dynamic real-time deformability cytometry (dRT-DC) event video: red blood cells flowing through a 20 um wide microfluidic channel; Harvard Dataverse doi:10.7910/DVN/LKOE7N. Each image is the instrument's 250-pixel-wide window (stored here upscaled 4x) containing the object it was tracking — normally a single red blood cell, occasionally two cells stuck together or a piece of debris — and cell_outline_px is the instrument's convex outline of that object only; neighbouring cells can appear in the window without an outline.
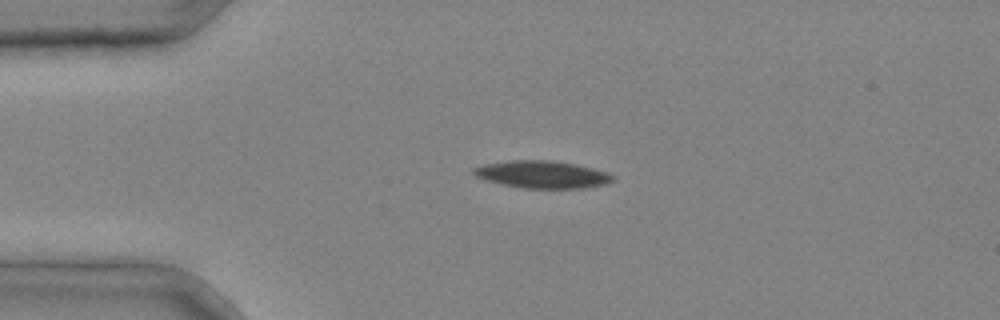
{"species": "common noctule bat (a hibernating species)", "species_latin": "Nyctalus noctula", "temperature_condition": "cold", "stored_images_in_passage": 3, "camera_frame_rate_fps": 3000, "um_per_image_px": 0.085, "animal": {"sex": "male", "body_mass_g": 20.4}, "frame": {"image": 1, "passage_image": 1, "time_ms": 0.0, "image_size_px": [1000, 320], "cell_outline_px": [[616, 180], [608, 184], [584, 188], [524, 188], [504, 184], [488, 180], [476, 176], [472, 172], [472, 168], [484, 164], [508, 160], [556, 160], [576, 164], [608, 172], [616, 176]], "centroid_in_image_um": [46.16, 14.82], "position_along_channel_um": 38.8, "area_um2": 22.37}}